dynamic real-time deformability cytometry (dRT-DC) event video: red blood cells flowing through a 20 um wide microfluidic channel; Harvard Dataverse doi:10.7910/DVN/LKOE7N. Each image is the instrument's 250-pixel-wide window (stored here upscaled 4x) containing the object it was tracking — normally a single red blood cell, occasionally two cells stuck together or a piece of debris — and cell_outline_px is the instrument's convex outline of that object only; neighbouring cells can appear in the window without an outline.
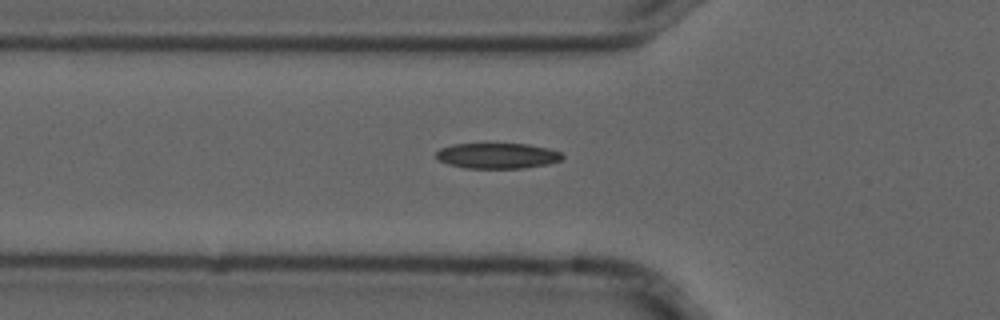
{"species": "common noctule bat (a hibernating species)", "species_latin": "Nyctalus noctula", "temperature_condition": "cold", "stored_images_in_passage": 6, "camera_frame_rate_fps": 3000, "um_per_image_px": 0.085, "animal": {"sex": "male", "forearm_length_mm": 52.5}, "frame": {"image": 1, "passage_image": 6, "time_ms": 1.667, "image_size_px": [1000, 320], "cell_outline_px": [[564, 156], [560, 160], [548, 164], [524, 168], [464, 168], [448, 164], [440, 160], [436, 156], [436, 152], [440, 148], [452, 144], [528, 144], [548, 148], [560, 152]], "centroid_in_image_um": [42.27, 13.24], "position_along_channel_um": 83.5, "area_um2": 18.73}}